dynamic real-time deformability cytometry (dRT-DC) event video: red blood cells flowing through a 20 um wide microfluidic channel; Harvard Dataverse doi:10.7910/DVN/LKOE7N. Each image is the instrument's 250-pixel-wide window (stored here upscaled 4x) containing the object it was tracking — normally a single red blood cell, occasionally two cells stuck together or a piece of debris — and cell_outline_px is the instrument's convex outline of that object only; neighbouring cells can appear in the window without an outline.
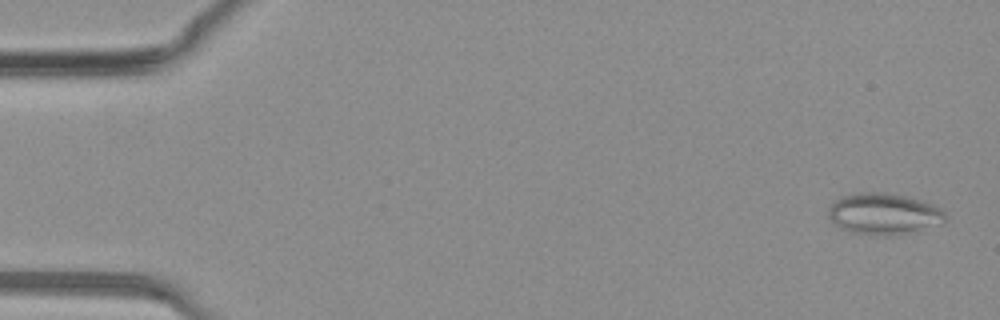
{"species": "common noctule bat (a hibernating species)", "species_latin": "Nyctalus noctula", "temperature_condition": "warm", "stored_images_in_passage": 44, "camera_frame_rate_fps": 3000, "um_per_image_px": 0.085, "animal": {"sex": "female", "body_mass_g": 19.3, "forearm_length_mm": 54.1}, "frame": {"image": 1, "passage_image": 2, "time_ms": 0.333, "image_size_px": [1000, 320], "cell_outline_px": [[948, 216], [944, 224], [892, 236], [872, 236], [852, 232], [840, 228], [828, 216], [828, 208], [840, 196], [852, 192], [888, 192], [908, 196], [932, 204], [940, 208]], "centroid_in_image_um": [75.14, 18.17], "position_along_channel_um": 9.9, "area_um2": 28.73}}
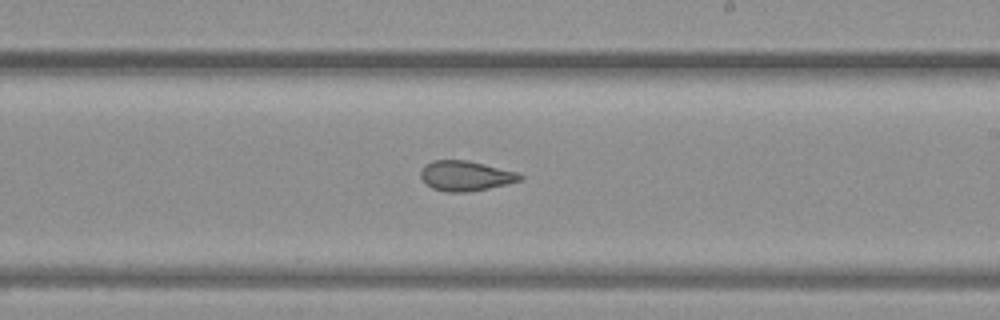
{"frame": {"image": 2, "passage_image": 26, "time_ms": 8.333, "image_size_px": [1000, 320], "cell_outline_px": [[524, 180], [472, 192], [444, 192], [432, 188], [420, 176], [420, 172], [424, 164], [432, 160], [468, 160], [516, 172], [524, 176]], "centroid_in_image_um": [39.58, 14.95], "position_along_channel_um": 249.4, "area_um2": 17.51}}
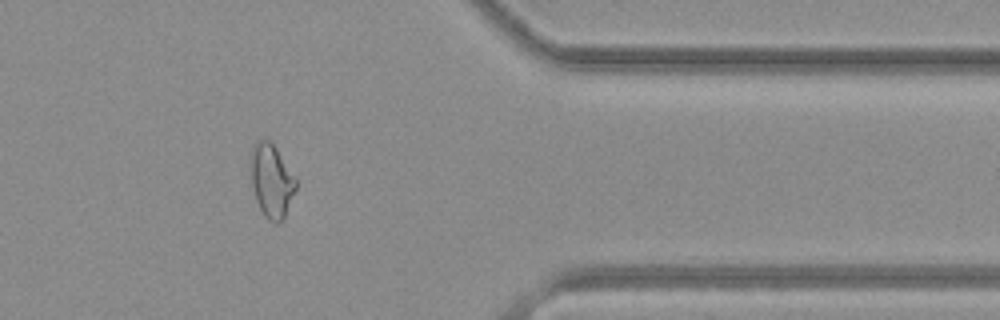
{"frame": {"image": 3, "passage_image": 36, "time_ms": 11.667, "image_size_px": [1000, 320], "cell_outline_px": [[296, 188], [284, 216], [276, 224], [268, 220], [264, 216], [256, 200], [252, 184], [248, 152], [260, 140], [272, 140], [296, 180]], "centroid_in_image_um": [23.04, 15.32], "position_along_channel_um": 388.4, "area_um2": 19.25}}